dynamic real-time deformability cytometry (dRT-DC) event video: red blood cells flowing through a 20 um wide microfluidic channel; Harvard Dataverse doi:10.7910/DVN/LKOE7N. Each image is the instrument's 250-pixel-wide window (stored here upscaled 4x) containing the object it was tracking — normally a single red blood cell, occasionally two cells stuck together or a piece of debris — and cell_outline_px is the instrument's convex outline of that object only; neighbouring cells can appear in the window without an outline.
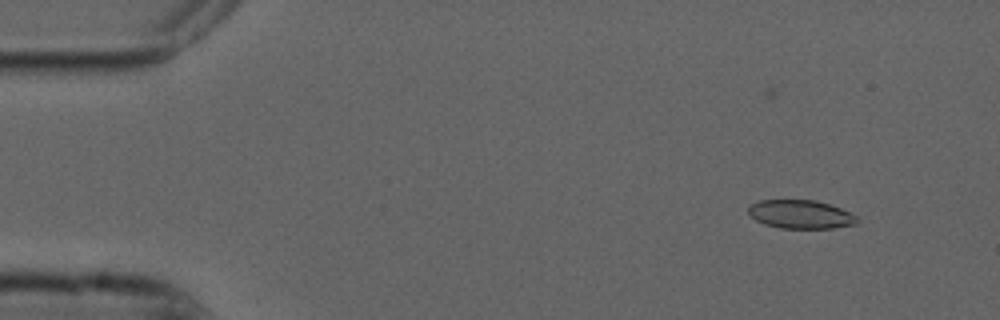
{"species": "common noctule bat (a hibernating species)", "species_latin": "Nyctalus noctula", "temperature_condition": "cold", "stored_images_in_passage": 50, "camera_frame_rate_fps": 3000, "um_per_image_px": 0.085, "animal": {"sex": "male", "forearm_length_mm": 52.5}, "frame": {"image": 1, "passage_image": 1, "time_ms": 0.0, "image_size_px": [1000, 320], "cell_outline_px": [[860, 220], [856, 224], [832, 228], [780, 228], [764, 224], [756, 220], [748, 212], [748, 204], [760, 200], [816, 200], [840, 208], [856, 216]], "centroid_in_image_um": [68.03, 18.21], "position_along_channel_um": 17.0, "area_um2": 18.09}}
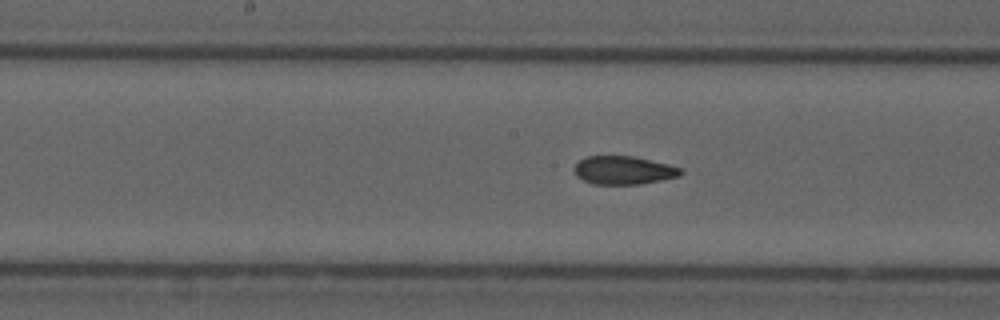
{"frame": {"image": 2, "passage_image": 23, "time_ms": 7.333, "image_size_px": [1000, 320], "cell_outline_px": [[684, 172], [680, 176], [640, 184], [592, 184], [576, 176], [572, 168], [580, 160], [588, 156], [636, 156], [684, 168]], "centroid_in_image_um": [53.03, 14.46], "position_along_channel_um": 195.2, "area_um2": 17.74}}
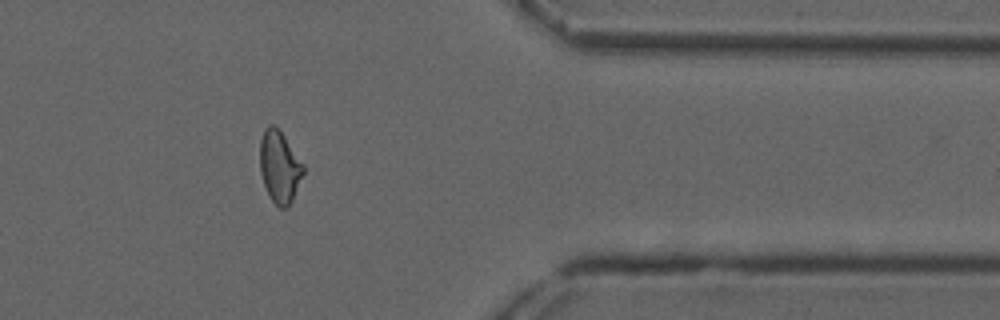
{"frame": {"image": 3, "passage_image": 40, "time_ms": 13.0, "image_size_px": [1000, 320], "cell_outline_px": [[304, 172], [292, 200], [288, 208], [280, 208], [272, 200], [264, 184], [260, 172], [260, 140], [264, 128], [268, 124], [272, 124], [284, 136], [304, 164]], "centroid_in_image_um": [23.76, 14.17], "position_along_channel_um": 387.6, "area_um2": 18.03}, "authors_computed_cell_mechanics": {"area_um2": 18.3226, "velocity_mm_per_s": 3.741, "shape_relaxation_time_tau1_ms": null, "shape_relaxation_time_tau2_ms": 2.1327, "deformation_change_tau1": null, "deformation_change_tau2": 0.0509}}